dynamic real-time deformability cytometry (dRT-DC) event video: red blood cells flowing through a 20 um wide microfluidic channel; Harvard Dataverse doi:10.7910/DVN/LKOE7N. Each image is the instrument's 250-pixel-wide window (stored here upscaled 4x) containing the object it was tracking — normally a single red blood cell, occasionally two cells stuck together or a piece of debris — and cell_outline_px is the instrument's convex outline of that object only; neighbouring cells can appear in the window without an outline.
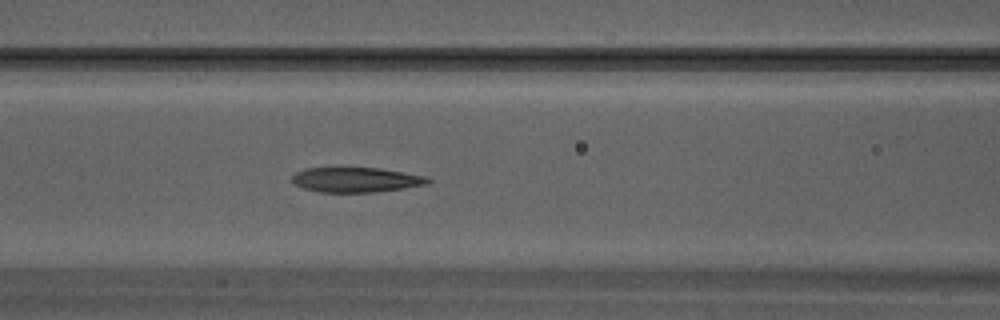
{"species": "Egyptian fruit bat (a non-hibernating species)", "species_latin": "Rousettus aegyptiacus", "temperature_condition": "warm", "stored_images_in_passage": 8, "camera_frame_rate_fps": 3000, "um_per_image_px": 0.085, "animal": {"sex": "male"}, "frame": {"image": 1, "passage_image": 4, "time_ms": 1.0, "image_size_px": [1000, 320], "cell_outline_px": [[432, 180], [428, 184], [404, 188], [372, 192], [320, 192], [304, 188], [296, 184], [292, 180], [292, 176], [296, 172], [304, 168], [380, 168], [428, 176]], "centroid_in_image_um": [30.3, 15.27], "position_along_channel_um": 136.3, "area_um2": 19.65}}